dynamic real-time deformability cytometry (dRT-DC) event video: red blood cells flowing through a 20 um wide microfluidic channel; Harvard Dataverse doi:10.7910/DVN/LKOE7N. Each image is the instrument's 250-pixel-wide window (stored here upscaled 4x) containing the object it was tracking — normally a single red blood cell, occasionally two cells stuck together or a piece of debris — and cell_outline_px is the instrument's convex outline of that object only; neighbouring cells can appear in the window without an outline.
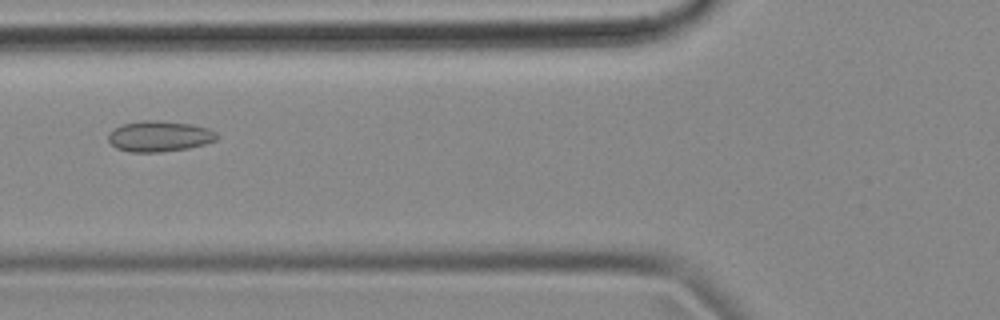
{"species": "common noctule bat (a hibernating species)", "species_latin": "Nyctalus noctula", "temperature_condition": "cold", "stored_images_in_passage": 54, "camera_frame_rate_fps": 3000, "um_per_image_px": 0.085, "animal": {"sex": "female", "body_mass_g": 18.4}, "frame": {"image": 1, "passage_image": 20, "time_ms": 6.333, "image_size_px": [1000, 320], "cell_outline_px": [[220, 136], [216, 140], [204, 144], [188, 148], [160, 152], [128, 152], [116, 148], [108, 140], [108, 136], [112, 128], [124, 124], [140, 120], [156, 120], [192, 124], [208, 128], [216, 132]], "centroid_in_image_um": [13.54, 11.58], "position_along_channel_um": 112.3, "area_um2": 19.59}}
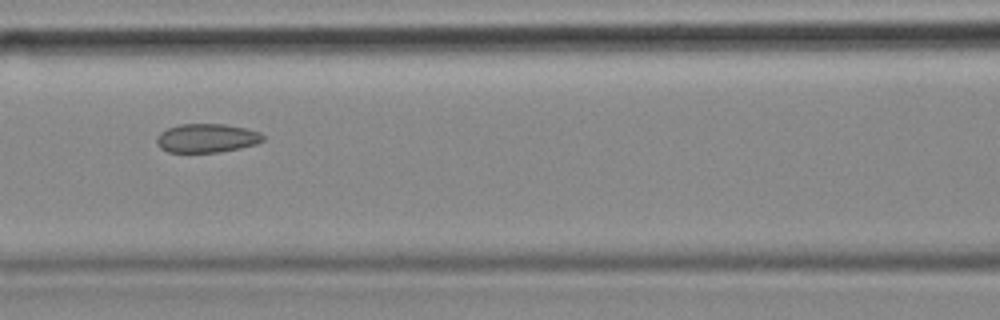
{"frame": {"image": 2, "passage_image": 23, "time_ms": 7.333, "image_size_px": [1000, 320], "cell_outline_px": [[264, 140], [256, 144], [240, 148], [220, 152], [168, 152], [160, 148], [156, 140], [156, 136], [160, 132], [168, 128], [180, 124], [224, 124], [244, 128], [260, 132], [264, 136]], "centroid_in_image_um": [17.56, 11.74], "position_along_channel_um": 149.0, "area_um2": 17.86}}
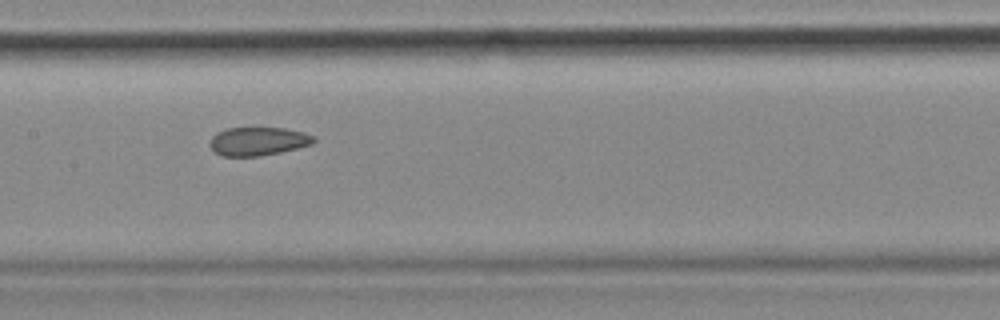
{"frame": {"image": 3, "passage_image": 26, "time_ms": 8.333, "image_size_px": [1000, 320], "cell_outline_px": [[316, 140], [312, 144], [280, 152], [260, 156], [220, 156], [208, 144], [212, 136], [216, 132], [224, 128], [284, 128], [304, 132], [316, 136]], "centroid_in_image_um": [21.93, 12.0], "position_along_channel_um": 185.5, "area_um2": 17.34}, "authors_computed_cell_mechanics": {"area_um2": 19.4208, "velocity_mm_per_s": 3.6655, "shape_relaxation_time_tau1_ms": null, "shape_relaxation_time_tau2_ms": 1.8907, "deformation_change_tau1": null, "deformation_change_tau2": 0.0654}}